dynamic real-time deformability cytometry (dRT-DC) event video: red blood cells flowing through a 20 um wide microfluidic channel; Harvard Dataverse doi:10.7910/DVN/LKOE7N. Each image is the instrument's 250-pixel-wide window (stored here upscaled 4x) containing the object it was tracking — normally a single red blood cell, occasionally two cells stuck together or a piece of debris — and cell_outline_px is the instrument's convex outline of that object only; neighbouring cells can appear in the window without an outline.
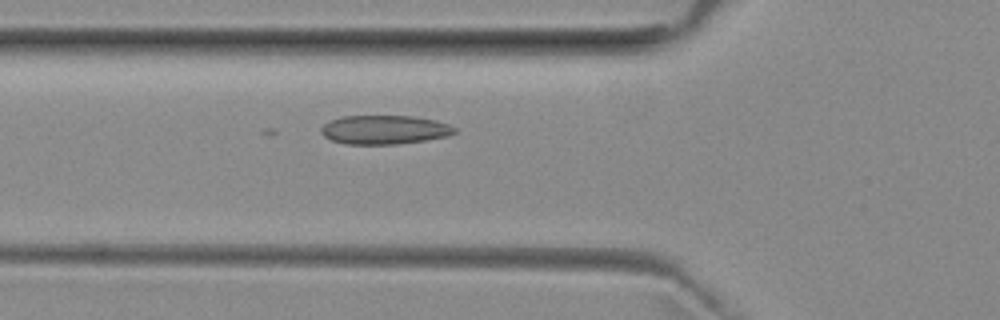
{"species": "common noctule bat (a hibernating species)", "species_latin": "Nyctalus noctula", "temperature_condition": "room temperature", "stored_images_in_passage": 36, "camera_frame_rate_fps": 3000, "um_per_image_px": 0.085, "animal": {"sex": "female", "body_mass_g": 29.2, "forearm_length_mm": 56.3}, "frame": {"image": 1, "passage_image": 6, "time_ms": 1.667, "image_size_px": [1000, 320], "cell_outline_px": [[456, 132], [448, 136], [424, 140], [396, 144], [348, 144], [332, 140], [324, 136], [320, 132], [320, 128], [324, 124], [332, 120], [344, 116], [412, 116], [436, 120], [448, 124], [456, 128]], "centroid_in_image_um": [32.68, 11.02], "position_along_channel_um": 93.1, "area_um2": 22.37}}
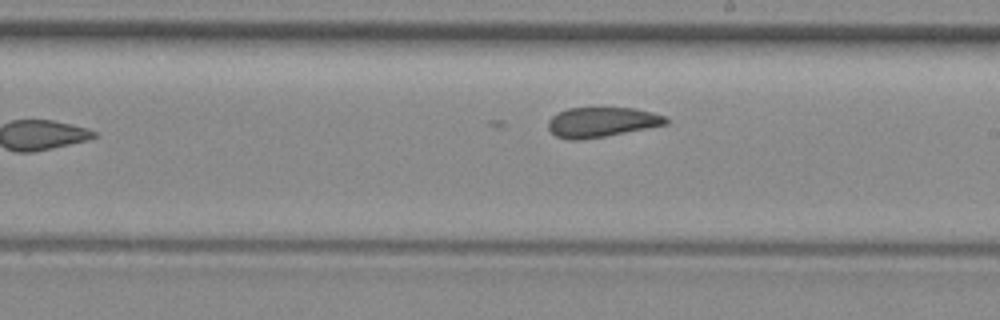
{"frame": {"image": 2, "passage_image": 17, "time_ms": 5.333, "image_size_px": [1000, 320], "cell_outline_px": [[668, 124], [604, 136], [580, 140], [568, 140], [556, 136], [548, 128], [548, 120], [552, 116], [568, 108], [636, 108], [652, 112], [664, 116], [668, 120]], "centroid_in_image_um": [51.13, 10.38], "position_along_channel_um": 237.9, "area_um2": 20.35}}
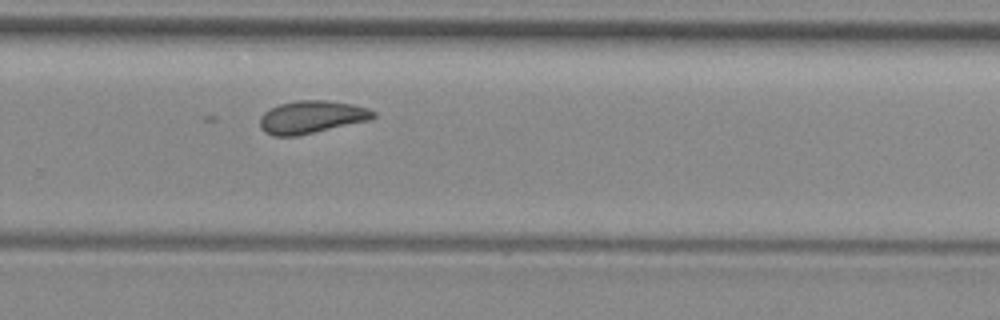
{"frame": {"image": 3, "passage_image": 22, "time_ms": 7.0, "image_size_px": [1000, 320], "cell_outline_px": [[376, 116], [372, 120], [296, 136], [272, 136], [264, 132], [260, 128], [260, 116], [264, 112], [280, 104], [296, 100], [324, 100], [352, 104], [368, 108], [376, 112]], "centroid_in_image_um": [26.5, 9.95], "position_along_channel_um": 303.3, "area_um2": 21.73}}